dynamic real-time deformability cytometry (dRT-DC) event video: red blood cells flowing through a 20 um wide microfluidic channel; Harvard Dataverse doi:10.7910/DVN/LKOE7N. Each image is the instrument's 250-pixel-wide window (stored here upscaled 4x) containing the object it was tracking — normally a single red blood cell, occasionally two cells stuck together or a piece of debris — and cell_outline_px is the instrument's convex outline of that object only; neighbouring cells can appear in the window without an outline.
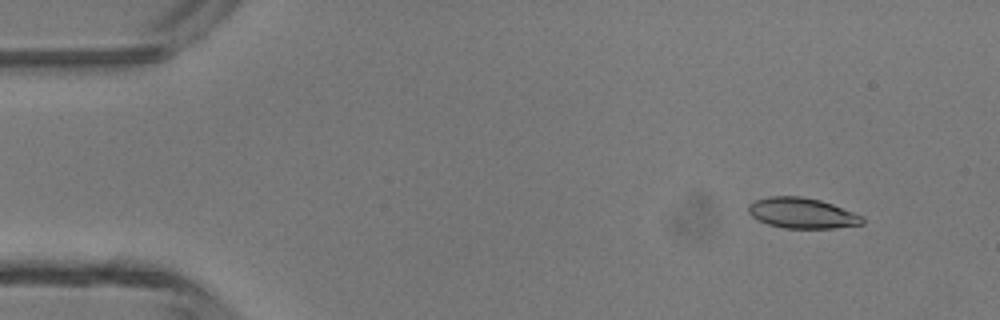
{"species": "common noctule bat (a hibernating species)", "species_latin": "Nyctalus noctula", "temperature_condition": "room temperature", "stored_images_in_passage": 47, "camera_frame_rate_fps": 3000, "um_per_image_px": 0.085, "animal": {"sex": "male", "body_mass_g": 13.3}, "frame": {"image": 1, "passage_image": 5, "time_ms": 1.333, "image_size_px": [1000, 320], "cell_outline_px": [[864, 224], [836, 228], [784, 228], [768, 224], [752, 216], [748, 212], [748, 204], [756, 200], [768, 196], [800, 196], [820, 200], [832, 204], [864, 216]], "centroid_in_image_um": [68.2, 18.11], "position_along_channel_um": 16.8, "area_um2": 20.29}}
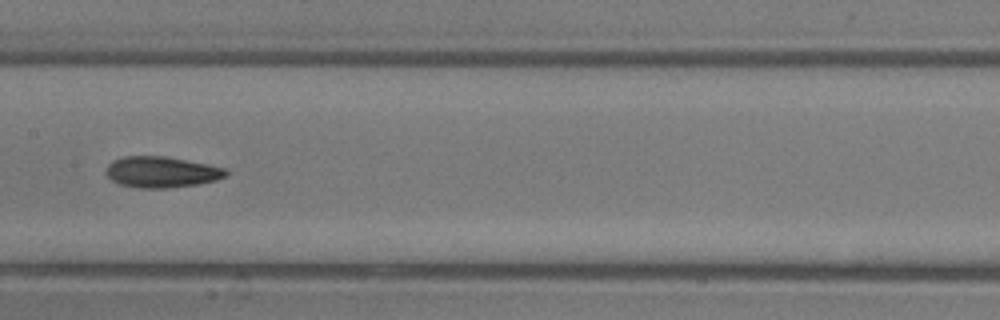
{"frame": {"image": 2, "passage_image": 24, "time_ms": 7.667, "image_size_px": [1000, 320], "cell_outline_px": [[228, 176], [216, 180], [196, 184], [164, 188], [140, 188], [120, 184], [112, 180], [108, 176], [108, 164], [112, 160], [124, 156], [164, 156], [208, 164], [228, 168]], "centroid_in_image_um": [13.77, 14.61], "position_along_channel_um": 193.6, "area_um2": 21.56}}
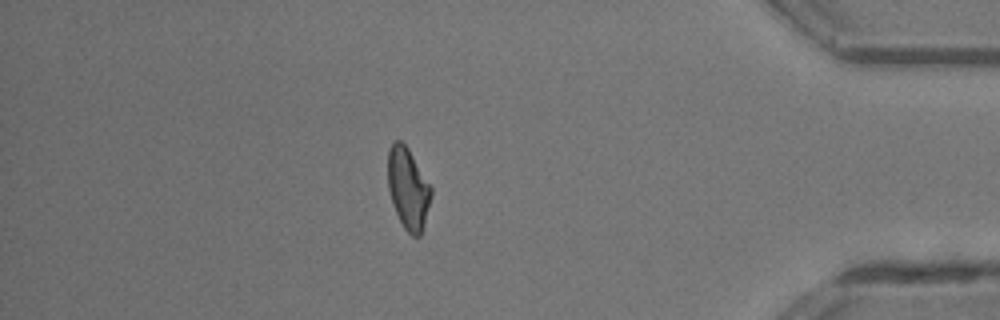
{"frame": {"image": 3, "passage_image": 41, "time_ms": 13.333, "image_size_px": [1000, 320], "cell_outline_px": [[432, 196], [424, 224], [420, 236], [412, 236], [404, 228], [396, 212], [388, 188], [388, 148], [396, 140], [400, 140], [408, 148], [432, 188]], "centroid_in_image_um": [34.69, 16.01], "position_along_channel_um": 400.5, "area_um2": 20.29}, "authors_computed_cell_mechanics": {"area_um2": 20.808, "velocity_mm_per_s": 4.3967, "shape_relaxation_time_tau1_ms": 5.7171, "shape_relaxation_time_tau2_ms": 3.249, "deformation_change_tau1": 0.1624, "deformation_change_tau2": 0.1069}}